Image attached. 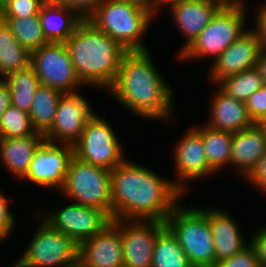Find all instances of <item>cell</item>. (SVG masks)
<instances>
[{"instance_id":"6da1fadb","label":"cell","mask_w":266,"mask_h":267,"mask_svg":"<svg viewBox=\"0 0 266 267\" xmlns=\"http://www.w3.org/2000/svg\"><path fill=\"white\" fill-rule=\"evenodd\" d=\"M126 159L111 170L112 220L165 222L185 195L170 179Z\"/></svg>"},{"instance_id":"7a4b0ae2","label":"cell","mask_w":266,"mask_h":267,"mask_svg":"<svg viewBox=\"0 0 266 267\" xmlns=\"http://www.w3.org/2000/svg\"><path fill=\"white\" fill-rule=\"evenodd\" d=\"M152 58L149 50L127 52L114 83L106 92L135 117L170 123L176 112L174 88Z\"/></svg>"},{"instance_id":"3957f363","label":"cell","mask_w":266,"mask_h":267,"mask_svg":"<svg viewBox=\"0 0 266 267\" xmlns=\"http://www.w3.org/2000/svg\"><path fill=\"white\" fill-rule=\"evenodd\" d=\"M65 46L82 84L104 91L114 83L122 58L128 52L88 19L75 28Z\"/></svg>"},{"instance_id":"277c9868","label":"cell","mask_w":266,"mask_h":267,"mask_svg":"<svg viewBox=\"0 0 266 267\" xmlns=\"http://www.w3.org/2000/svg\"><path fill=\"white\" fill-rule=\"evenodd\" d=\"M155 15L129 0H103L88 20L126 51L150 50L144 36Z\"/></svg>"},{"instance_id":"5b68a950","label":"cell","mask_w":266,"mask_h":267,"mask_svg":"<svg viewBox=\"0 0 266 267\" xmlns=\"http://www.w3.org/2000/svg\"><path fill=\"white\" fill-rule=\"evenodd\" d=\"M247 4H224L199 36L178 57L182 62L211 59L212 62L235 42L247 28ZM211 57V58H210Z\"/></svg>"},{"instance_id":"8992f818","label":"cell","mask_w":266,"mask_h":267,"mask_svg":"<svg viewBox=\"0 0 266 267\" xmlns=\"http://www.w3.org/2000/svg\"><path fill=\"white\" fill-rule=\"evenodd\" d=\"M165 220L194 267H214L215 248L207 219V207L180 205Z\"/></svg>"},{"instance_id":"52a82bcc","label":"cell","mask_w":266,"mask_h":267,"mask_svg":"<svg viewBox=\"0 0 266 267\" xmlns=\"http://www.w3.org/2000/svg\"><path fill=\"white\" fill-rule=\"evenodd\" d=\"M63 199L105 211L111 217V171L73 156L64 185Z\"/></svg>"},{"instance_id":"ba28073f","label":"cell","mask_w":266,"mask_h":267,"mask_svg":"<svg viewBox=\"0 0 266 267\" xmlns=\"http://www.w3.org/2000/svg\"><path fill=\"white\" fill-rule=\"evenodd\" d=\"M38 226L25 248L9 267H63L79 258V245L53 229L40 216Z\"/></svg>"},{"instance_id":"9c48e42d","label":"cell","mask_w":266,"mask_h":267,"mask_svg":"<svg viewBox=\"0 0 266 267\" xmlns=\"http://www.w3.org/2000/svg\"><path fill=\"white\" fill-rule=\"evenodd\" d=\"M110 122L95 113L87 122L79 140L73 145L74 156L95 166L108 170L124 162L123 144Z\"/></svg>"},{"instance_id":"30bf717a","label":"cell","mask_w":266,"mask_h":267,"mask_svg":"<svg viewBox=\"0 0 266 267\" xmlns=\"http://www.w3.org/2000/svg\"><path fill=\"white\" fill-rule=\"evenodd\" d=\"M30 66L40 84L62 93H73L85 86L78 78L65 43L49 42L30 54Z\"/></svg>"},{"instance_id":"8fae6325","label":"cell","mask_w":266,"mask_h":267,"mask_svg":"<svg viewBox=\"0 0 266 267\" xmlns=\"http://www.w3.org/2000/svg\"><path fill=\"white\" fill-rule=\"evenodd\" d=\"M62 207H57L54 211L47 209L43 214L39 212V216L53 229L72 238L78 245L93 237L112 221L105 211L95 207L68 202V200Z\"/></svg>"},{"instance_id":"7c38bea8","label":"cell","mask_w":266,"mask_h":267,"mask_svg":"<svg viewBox=\"0 0 266 267\" xmlns=\"http://www.w3.org/2000/svg\"><path fill=\"white\" fill-rule=\"evenodd\" d=\"M73 156V145L44 140L35 150L27 173L21 181L32 183L39 189H56L55 191L60 192Z\"/></svg>"},{"instance_id":"4fadbf2b","label":"cell","mask_w":266,"mask_h":267,"mask_svg":"<svg viewBox=\"0 0 266 267\" xmlns=\"http://www.w3.org/2000/svg\"><path fill=\"white\" fill-rule=\"evenodd\" d=\"M173 146L175 176L171 179L185 195L192 181L216 175L207 163L202 136L193 126L190 125Z\"/></svg>"},{"instance_id":"5bb4252c","label":"cell","mask_w":266,"mask_h":267,"mask_svg":"<svg viewBox=\"0 0 266 267\" xmlns=\"http://www.w3.org/2000/svg\"><path fill=\"white\" fill-rule=\"evenodd\" d=\"M86 96L79 91L63 93L57 105L51 129L44 135L51 143L74 145L88 120L96 113Z\"/></svg>"},{"instance_id":"9a60e30c","label":"cell","mask_w":266,"mask_h":267,"mask_svg":"<svg viewBox=\"0 0 266 267\" xmlns=\"http://www.w3.org/2000/svg\"><path fill=\"white\" fill-rule=\"evenodd\" d=\"M165 227L159 220L120 219L124 267H151L155 240Z\"/></svg>"},{"instance_id":"2e32d148","label":"cell","mask_w":266,"mask_h":267,"mask_svg":"<svg viewBox=\"0 0 266 267\" xmlns=\"http://www.w3.org/2000/svg\"><path fill=\"white\" fill-rule=\"evenodd\" d=\"M261 50L256 35L248 29L211 63L205 74L207 81L215 85L227 76L256 67Z\"/></svg>"},{"instance_id":"e0dca14e","label":"cell","mask_w":266,"mask_h":267,"mask_svg":"<svg viewBox=\"0 0 266 267\" xmlns=\"http://www.w3.org/2000/svg\"><path fill=\"white\" fill-rule=\"evenodd\" d=\"M85 267H124L120 219L112 220L93 237L79 245Z\"/></svg>"},{"instance_id":"ac0fdd59","label":"cell","mask_w":266,"mask_h":267,"mask_svg":"<svg viewBox=\"0 0 266 267\" xmlns=\"http://www.w3.org/2000/svg\"><path fill=\"white\" fill-rule=\"evenodd\" d=\"M223 5L221 0H190L176 3L167 8L174 26L185 39L176 59L199 36Z\"/></svg>"},{"instance_id":"d6986e66","label":"cell","mask_w":266,"mask_h":267,"mask_svg":"<svg viewBox=\"0 0 266 267\" xmlns=\"http://www.w3.org/2000/svg\"><path fill=\"white\" fill-rule=\"evenodd\" d=\"M207 219L214 242L215 264L229 259L250 244V240L246 241L243 237L244 232L239 221H236L229 211L207 207Z\"/></svg>"},{"instance_id":"ffe728a7","label":"cell","mask_w":266,"mask_h":267,"mask_svg":"<svg viewBox=\"0 0 266 267\" xmlns=\"http://www.w3.org/2000/svg\"><path fill=\"white\" fill-rule=\"evenodd\" d=\"M210 96L208 105V120L204 124L212 129L236 133L251 127L254 122L248 115L246 104L223 93L216 85Z\"/></svg>"},{"instance_id":"44dd1931","label":"cell","mask_w":266,"mask_h":267,"mask_svg":"<svg viewBox=\"0 0 266 267\" xmlns=\"http://www.w3.org/2000/svg\"><path fill=\"white\" fill-rule=\"evenodd\" d=\"M266 152V136L258 123L232 133L229 167L244 179ZM231 165V166H230Z\"/></svg>"},{"instance_id":"7402d4cb","label":"cell","mask_w":266,"mask_h":267,"mask_svg":"<svg viewBox=\"0 0 266 267\" xmlns=\"http://www.w3.org/2000/svg\"><path fill=\"white\" fill-rule=\"evenodd\" d=\"M45 140L44 135L22 138H0V161L15 179L21 180L27 173L34 152Z\"/></svg>"},{"instance_id":"603a6c76","label":"cell","mask_w":266,"mask_h":267,"mask_svg":"<svg viewBox=\"0 0 266 267\" xmlns=\"http://www.w3.org/2000/svg\"><path fill=\"white\" fill-rule=\"evenodd\" d=\"M48 42L65 43L83 19L73 10L54 0H47L39 13Z\"/></svg>"},{"instance_id":"cb8c5ba5","label":"cell","mask_w":266,"mask_h":267,"mask_svg":"<svg viewBox=\"0 0 266 267\" xmlns=\"http://www.w3.org/2000/svg\"><path fill=\"white\" fill-rule=\"evenodd\" d=\"M202 136L207 163L217 174L229 166L232 133L212 129L203 123L192 125Z\"/></svg>"},{"instance_id":"d4e9b609","label":"cell","mask_w":266,"mask_h":267,"mask_svg":"<svg viewBox=\"0 0 266 267\" xmlns=\"http://www.w3.org/2000/svg\"><path fill=\"white\" fill-rule=\"evenodd\" d=\"M62 94L55 88L41 84L36 89L29 116L37 133L45 135L51 129Z\"/></svg>"},{"instance_id":"484cf974","label":"cell","mask_w":266,"mask_h":267,"mask_svg":"<svg viewBox=\"0 0 266 267\" xmlns=\"http://www.w3.org/2000/svg\"><path fill=\"white\" fill-rule=\"evenodd\" d=\"M30 54L18 43L7 24L0 20V78L27 68L30 65Z\"/></svg>"},{"instance_id":"4316f807","label":"cell","mask_w":266,"mask_h":267,"mask_svg":"<svg viewBox=\"0 0 266 267\" xmlns=\"http://www.w3.org/2000/svg\"><path fill=\"white\" fill-rule=\"evenodd\" d=\"M3 79L9 86L11 105L29 114L34 93L40 86L34 69L29 65L25 69L8 74Z\"/></svg>"},{"instance_id":"83f0119b","label":"cell","mask_w":266,"mask_h":267,"mask_svg":"<svg viewBox=\"0 0 266 267\" xmlns=\"http://www.w3.org/2000/svg\"><path fill=\"white\" fill-rule=\"evenodd\" d=\"M151 267H194L167 227L157 235Z\"/></svg>"},{"instance_id":"f1b7e54d","label":"cell","mask_w":266,"mask_h":267,"mask_svg":"<svg viewBox=\"0 0 266 267\" xmlns=\"http://www.w3.org/2000/svg\"><path fill=\"white\" fill-rule=\"evenodd\" d=\"M223 93L240 102H246L264 82L256 67L227 76L215 84Z\"/></svg>"},{"instance_id":"f546056e","label":"cell","mask_w":266,"mask_h":267,"mask_svg":"<svg viewBox=\"0 0 266 267\" xmlns=\"http://www.w3.org/2000/svg\"><path fill=\"white\" fill-rule=\"evenodd\" d=\"M1 20L10 28L18 43L29 52L49 43L43 33L39 15L1 18Z\"/></svg>"},{"instance_id":"4dcf8cb0","label":"cell","mask_w":266,"mask_h":267,"mask_svg":"<svg viewBox=\"0 0 266 267\" xmlns=\"http://www.w3.org/2000/svg\"><path fill=\"white\" fill-rule=\"evenodd\" d=\"M42 135L34 129L28 113L10 105L0 120V138H22Z\"/></svg>"},{"instance_id":"1f68e13d","label":"cell","mask_w":266,"mask_h":267,"mask_svg":"<svg viewBox=\"0 0 266 267\" xmlns=\"http://www.w3.org/2000/svg\"><path fill=\"white\" fill-rule=\"evenodd\" d=\"M47 0H12L1 11V18L29 17L39 15Z\"/></svg>"},{"instance_id":"d6a6232c","label":"cell","mask_w":266,"mask_h":267,"mask_svg":"<svg viewBox=\"0 0 266 267\" xmlns=\"http://www.w3.org/2000/svg\"><path fill=\"white\" fill-rule=\"evenodd\" d=\"M214 267H260V264L255 248L249 244L229 259L216 263Z\"/></svg>"},{"instance_id":"836d02e7","label":"cell","mask_w":266,"mask_h":267,"mask_svg":"<svg viewBox=\"0 0 266 267\" xmlns=\"http://www.w3.org/2000/svg\"><path fill=\"white\" fill-rule=\"evenodd\" d=\"M11 202L12 200L9 201V198L0 191V246L10 237L16 226L15 215L9 209Z\"/></svg>"},{"instance_id":"e575fe53","label":"cell","mask_w":266,"mask_h":267,"mask_svg":"<svg viewBox=\"0 0 266 267\" xmlns=\"http://www.w3.org/2000/svg\"><path fill=\"white\" fill-rule=\"evenodd\" d=\"M249 117L254 123L266 118V84L255 91L245 102Z\"/></svg>"},{"instance_id":"d590c367","label":"cell","mask_w":266,"mask_h":267,"mask_svg":"<svg viewBox=\"0 0 266 267\" xmlns=\"http://www.w3.org/2000/svg\"><path fill=\"white\" fill-rule=\"evenodd\" d=\"M247 181L259 193L266 195V152L262 155L256 166L244 178V183Z\"/></svg>"},{"instance_id":"8d00e7d4","label":"cell","mask_w":266,"mask_h":267,"mask_svg":"<svg viewBox=\"0 0 266 267\" xmlns=\"http://www.w3.org/2000/svg\"><path fill=\"white\" fill-rule=\"evenodd\" d=\"M75 11L83 20L88 19L103 0H54Z\"/></svg>"},{"instance_id":"74e56055","label":"cell","mask_w":266,"mask_h":267,"mask_svg":"<svg viewBox=\"0 0 266 267\" xmlns=\"http://www.w3.org/2000/svg\"><path fill=\"white\" fill-rule=\"evenodd\" d=\"M262 226L258 230L256 229V232L254 230L248 239L255 248L260 267H266V225Z\"/></svg>"},{"instance_id":"f35d334b","label":"cell","mask_w":266,"mask_h":267,"mask_svg":"<svg viewBox=\"0 0 266 267\" xmlns=\"http://www.w3.org/2000/svg\"><path fill=\"white\" fill-rule=\"evenodd\" d=\"M255 13V27L249 28L257 37L261 44V48L266 50V6H258Z\"/></svg>"},{"instance_id":"ab89813d","label":"cell","mask_w":266,"mask_h":267,"mask_svg":"<svg viewBox=\"0 0 266 267\" xmlns=\"http://www.w3.org/2000/svg\"><path fill=\"white\" fill-rule=\"evenodd\" d=\"M11 105V97L7 82L0 78V120L4 112Z\"/></svg>"},{"instance_id":"60d3db41","label":"cell","mask_w":266,"mask_h":267,"mask_svg":"<svg viewBox=\"0 0 266 267\" xmlns=\"http://www.w3.org/2000/svg\"><path fill=\"white\" fill-rule=\"evenodd\" d=\"M129 1L149 10L156 16L159 12V0H129Z\"/></svg>"},{"instance_id":"b9f144b4","label":"cell","mask_w":266,"mask_h":267,"mask_svg":"<svg viewBox=\"0 0 266 267\" xmlns=\"http://www.w3.org/2000/svg\"><path fill=\"white\" fill-rule=\"evenodd\" d=\"M256 68L259 71L260 76L263 79V82L266 84V50L262 49L259 55V58L256 63Z\"/></svg>"},{"instance_id":"7bdbcfd3","label":"cell","mask_w":266,"mask_h":267,"mask_svg":"<svg viewBox=\"0 0 266 267\" xmlns=\"http://www.w3.org/2000/svg\"><path fill=\"white\" fill-rule=\"evenodd\" d=\"M185 1H190V0H159V11H161V8L163 10L164 6L167 9L176 3L185 2Z\"/></svg>"},{"instance_id":"ee69618b","label":"cell","mask_w":266,"mask_h":267,"mask_svg":"<svg viewBox=\"0 0 266 267\" xmlns=\"http://www.w3.org/2000/svg\"><path fill=\"white\" fill-rule=\"evenodd\" d=\"M224 4H247V0H221Z\"/></svg>"},{"instance_id":"f6af8a7d","label":"cell","mask_w":266,"mask_h":267,"mask_svg":"<svg viewBox=\"0 0 266 267\" xmlns=\"http://www.w3.org/2000/svg\"><path fill=\"white\" fill-rule=\"evenodd\" d=\"M63 267H85L84 264L82 263V261L78 258L77 260H75L73 263L63 266Z\"/></svg>"},{"instance_id":"bcb514c9","label":"cell","mask_w":266,"mask_h":267,"mask_svg":"<svg viewBox=\"0 0 266 267\" xmlns=\"http://www.w3.org/2000/svg\"><path fill=\"white\" fill-rule=\"evenodd\" d=\"M12 0H0V11L11 2Z\"/></svg>"},{"instance_id":"7dc6e473","label":"cell","mask_w":266,"mask_h":267,"mask_svg":"<svg viewBox=\"0 0 266 267\" xmlns=\"http://www.w3.org/2000/svg\"><path fill=\"white\" fill-rule=\"evenodd\" d=\"M258 124L264 130V133H265V136H266V118L261 120Z\"/></svg>"},{"instance_id":"c3c4849f","label":"cell","mask_w":266,"mask_h":267,"mask_svg":"<svg viewBox=\"0 0 266 267\" xmlns=\"http://www.w3.org/2000/svg\"><path fill=\"white\" fill-rule=\"evenodd\" d=\"M264 2H261V4L259 3L258 6H266V0H263Z\"/></svg>"}]
</instances>
